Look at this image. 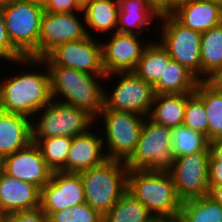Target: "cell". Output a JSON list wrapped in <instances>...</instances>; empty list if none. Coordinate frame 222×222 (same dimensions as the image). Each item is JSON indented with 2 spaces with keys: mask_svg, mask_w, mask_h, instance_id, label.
I'll use <instances>...</instances> for the list:
<instances>
[{
  "mask_svg": "<svg viewBox=\"0 0 222 222\" xmlns=\"http://www.w3.org/2000/svg\"><path fill=\"white\" fill-rule=\"evenodd\" d=\"M154 41V42H153ZM171 60L166 49L154 39L145 47L133 71L138 77L154 86Z\"/></svg>",
  "mask_w": 222,
  "mask_h": 222,
  "instance_id": "cell-25",
  "label": "cell"
},
{
  "mask_svg": "<svg viewBox=\"0 0 222 222\" xmlns=\"http://www.w3.org/2000/svg\"><path fill=\"white\" fill-rule=\"evenodd\" d=\"M97 118L95 123L101 119L98 123L104 127L102 139L106 157L126 161L135 151L146 117L131 112L102 110Z\"/></svg>",
  "mask_w": 222,
  "mask_h": 222,
  "instance_id": "cell-8",
  "label": "cell"
},
{
  "mask_svg": "<svg viewBox=\"0 0 222 222\" xmlns=\"http://www.w3.org/2000/svg\"><path fill=\"white\" fill-rule=\"evenodd\" d=\"M117 78L114 88L104 92V109L149 116L155 96L153 86L134 72H116L105 75V80ZM119 77V78H118ZM112 89V90H111ZM109 92V94H108Z\"/></svg>",
  "mask_w": 222,
  "mask_h": 222,
  "instance_id": "cell-10",
  "label": "cell"
},
{
  "mask_svg": "<svg viewBox=\"0 0 222 222\" xmlns=\"http://www.w3.org/2000/svg\"><path fill=\"white\" fill-rule=\"evenodd\" d=\"M191 94H155L148 117L168 128L183 125L187 99Z\"/></svg>",
  "mask_w": 222,
  "mask_h": 222,
  "instance_id": "cell-23",
  "label": "cell"
},
{
  "mask_svg": "<svg viewBox=\"0 0 222 222\" xmlns=\"http://www.w3.org/2000/svg\"><path fill=\"white\" fill-rule=\"evenodd\" d=\"M169 13L183 26L201 33L222 23L221 0H186Z\"/></svg>",
  "mask_w": 222,
  "mask_h": 222,
  "instance_id": "cell-17",
  "label": "cell"
},
{
  "mask_svg": "<svg viewBox=\"0 0 222 222\" xmlns=\"http://www.w3.org/2000/svg\"><path fill=\"white\" fill-rule=\"evenodd\" d=\"M206 81L213 88L222 93V68L217 69Z\"/></svg>",
  "mask_w": 222,
  "mask_h": 222,
  "instance_id": "cell-38",
  "label": "cell"
},
{
  "mask_svg": "<svg viewBox=\"0 0 222 222\" xmlns=\"http://www.w3.org/2000/svg\"><path fill=\"white\" fill-rule=\"evenodd\" d=\"M154 218L143 203L126 191L103 215V222H151Z\"/></svg>",
  "mask_w": 222,
  "mask_h": 222,
  "instance_id": "cell-28",
  "label": "cell"
},
{
  "mask_svg": "<svg viewBox=\"0 0 222 222\" xmlns=\"http://www.w3.org/2000/svg\"><path fill=\"white\" fill-rule=\"evenodd\" d=\"M31 119L0 110V153L3 156L25 148L32 141Z\"/></svg>",
  "mask_w": 222,
  "mask_h": 222,
  "instance_id": "cell-20",
  "label": "cell"
},
{
  "mask_svg": "<svg viewBox=\"0 0 222 222\" xmlns=\"http://www.w3.org/2000/svg\"><path fill=\"white\" fill-rule=\"evenodd\" d=\"M128 171L125 161L112 159L80 171L85 202L102 216L106 214L127 191Z\"/></svg>",
  "mask_w": 222,
  "mask_h": 222,
  "instance_id": "cell-4",
  "label": "cell"
},
{
  "mask_svg": "<svg viewBox=\"0 0 222 222\" xmlns=\"http://www.w3.org/2000/svg\"><path fill=\"white\" fill-rule=\"evenodd\" d=\"M201 81L222 68V23L201 34Z\"/></svg>",
  "mask_w": 222,
  "mask_h": 222,
  "instance_id": "cell-27",
  "label": "cell"
},
{
  "mask_svg": "<svg viewBox=\"0 0 222 222\" xmlns=\"http://www.w3.org/2000/svg\"><path fill=\"white\" fill-rule=\"evenodd\" d=\"M98 133L97 131L96 135L91 128L88 132L72 138L66 159V173H79L108 160L103 139Z\"/></svg>",
  "mask_w": 222,
  "mask_h": 222,
  "instance_id": "cell-18",
  "label": "cell"
},
{
  "mask_svg": "<svg viewBox=\"0 0 222 222\" xmlns=\"http://www.w3.org/2000/svg\"><path fill=\"white\" fill-rule=\"evenodd\" d=\"M183 125L207 137L206 109L203 100L195 92L187 99Z\"/></svg>",
  "mask_w": 222,
  "mask_h": 222,
  "instance_id": "cell-32",
  "label": "cell"
},
{
  "mask_svg": "<svg viewBox=\"0 0 222 222\" xmlns=\"http://www.w3.org/2000/svg\"><path fill=\"white\" fill-rule=\"evenodd\" d=\"M22 1H27V2H30V3H35V4H38V5H41V6H44L46 0H22Z\"/></svg>",
  "mask_w": 222,
  "mask_h": 222,
  "instance_id": "cell-44",
  "label": "cell"
},
{
  "mask_svg": "<svg viewBox=\"0 0 222 222\" xmlns=\"http://www.w3.org/2000/svg\"><path fill=\"white\" fill-rule=\"evenodd\" d=\"M208 196L222 206V185L212 186L209 189Z\"/></svg>",
  "mask_w": 222,
  "mask_h": 222,
  "instance_id": "cell-41",
  "label": "cell"
},
{
  "mask_svg": "<svg viewBox=\"0 0 222 222\" xmlns=\"http://www.w3.org/2000/svg\"><path fill=\"white\" fill-rule=\"evenodd\" d=\"M4 222H48V216L40 209L8 214Z\"/></svg>",
  "mask_w": 222,
  "mask_h": 222,
  "instance_id": "cell-36",
  "label": "cell"
},
{
  "mask_svg": "<svg viewBox=\"0 0 222 222\" xmlns=\"http://www.w3.org/2000/svg\"><path fill=\"white\" fill-rule=\"evenodd\" d=\"M47 66L69 67L91 75H106L101 42L91 36L58 45L42 58Z\"/></svg>",
  "mask_w": 222,
  "mask_h": 222,
  "instance_id": "cell-11",
  "label": "cell"
},
{
  "mask_svg": "<svg viewBox=\"0 0 222 222\" xmlns=\"http://www.w3.org/2000/svg\"><path fill=\"white\" fill-rule=\"evenodd\" d=\"M208 184L210 188L222 185V160L216 159L212 154L209 157Z\"/></svg>",
  "mask_w": 222,
  "mask_h": 222,
  "instance_id": "cell-37",
  "label": "cell"
},
{
  "mask_svg": "<svg viewBox=\"0 0 222 222\" xmlns=\"http://www.w3.org/2000/svg\"><path fill=\"white\" fill-rule=\"evenodd\" d=\"M71 141V137L65 136L32 140L39 147L47 166L53 172L64 173H66V159Z\"/></svg>",
  "mask_w": 222,
  "mask_h": 222,
  "instance_id": "cell-30",
  "label": "cell"
},
{
  "mask_svg": "<svg viewBox=\"0 0 222 222\" xmlns=\"http://www.w3.org/2000/svg\"><path fill=\"white\" fill-rule=\"evenodd\" d=\"M48 222H103V216L85 202L53 212L48 217Z\"/></svg>",
  "mask_w": 222,
  "mask_h": 222,
  "instance_id": "cell-33",
  "label": "cell"
},
{
  "mask_svg": "<svg viewBox=\"0 0 222 222\" xmlns=\"http://www.w3.org/2000/svg\"><path fill=\"white\" fill-rule=\"evenodd\" d=\"M200 80L179 62L170 60L158 82L155 94H185L195 92Z\"/></svg>",
  "mask_w": 222,
  "mask_h": 222,
  "instance_id": "cell-24",
  "label": "cell"
},
{
  "mask_svg": "<svg viewBox=\"0 0 222 222\" xmlns=\"http://www.w3.org/2000/svg\"><path fill=\"white\" fill-rule=\"evenodd\" d=\"M85 203L83 182L78 173L53 172L40 189V209L49 217L53 212Z\"/></svg>",
  "mask_w": 222,
  "mask_h": 222,
  "instance_id": "cell-15",
  "label": "cell"
},
{
  "mask_svg": "<svg viewBox=\"0 0 222 222\" xmlns=\"http://www.w3.org/2000/svg\"><path fill=\"white\" fill-rule=\"evenodd\" d=\"M4 173L41 189L53 171L45 163L39 147L30 142L25 148L5 156Z\"/></svg>",
  "mask_w": 222,
  "mask_h": 222,
  "instance_id": "cell-16",
  "label": "cell"
},
{
  "mask_svg": "<svg viewBox=\"0 0 222 222\" xmlns=\"http://www.w3.org/2000/svg\"><path fill=\"white\" fill-rule=\"evenodd\" d=\"M127 191L155 218L178 220L182 201L169 172L129 170Z\"/></svg>",
  "mask_w": 222,
  "mask_h": 222,
  "instance_id": "cell-3",
  "label": "cell"
},
{
  "mask_svg": "<svg viewBox=\"0 0 222 222\" xmlns=\"http://www.w3.org/2000/svg\"><path fill=\"white\" fill-rule=\"evenodd\" d=\"M18 66L43 67L29 71L23 69L13 76L0 81V110L7 113L21 114L31 120L34 115L52 101L50 93V76L43 59L22 57L15 61ZM45 69V70H44ZM28 71V72H27Z\"/></svg>",
  "mask_w": 222,
  "mask_h": 222,
  "instance_id": "cell-1",
  "label": "cell"
},
{
  "mask_svg": "<svg viewBox=\"0 0 222 222\" xmlns=\"http://www.w3.org/2000/svg\"><path fill=\"white\" fill-rule=\"evenodd\" d=\"M82 13L83 11L81 13H51L44 11L38 39V58L46 57L60 44L77 41L87 36L85 17L84 13ZM79 14L83 16H79Z\"/></svg>",
  "mask_w": 222,
  "mask_h": 222,
  "instance_id": "cell-13",
  "label": "cell"
},
{
  "mask_svg": "<svg viewBox=\"0 0 222 222\" xmlns=\"http://www.w3.org/2000/svg\"><path fill=\"white\" fill-rule=\"evenodd\" d=\"M118 29L120 33L142 35L149 25L159 19L160 14L147 0H118Z\"/></svg>",
  "mask_w": 222,
  "mask_h": 222,
  "instance_id": "cell-21",
  "label": "cell"
},
{
  "mask_svg": "<svg viewBox=\"0 0 222 222\" xmlns=\"http://www.w3.org/2000/svg\"><path fill=\"white\" fill-rule=\"evenodd\" d=\"M82 0H46L43 9L51 13H73L83 11Z\"/></svg>",
  "mask_w": 222,
  "mask_h": 222,
  "instance_id": "cell-35",
  "label": "cell"
},
{
  "mask_svg": "<svg viewBox=\"0 0 222 222\" xmlns=\"http://www.w3.org/2000/svg\"><path fill=\"white\" fill-rule=\"evenodd\" d=\"M0 207L7 215L37 209L40 207V189L3 173L0 176Z\"/></svg>",
  "mask_w": 222,
  "mask_h": 222,
  "instance_id": "cell-19",
  "label": "cell"
},
{
  "mask_svg": "<svg viewBox=\"0 0 222 222\" xmlns=\"http://www.w3.org/2000/svg\"><path fill=\"white\" fill-rule=\"evenodd\" d=\"M12 0H0V6L6 3L11 2Z\"/></svg>",
  "mask_w": 222,
  "mask_h": 222,
  "instance_id": "cell-47",
  "label": "cell"
},
{
  "mask_svg": "<svg viewBox=\"0 0 222 222\" xmlns=\"http://www.w3.org/2000/svg\"><path fill=\"white\" fill-rule=\"evenodd\" d=\"M195 93L203 100L208 120L207 140L222 137V93L213 88L206 80L200 81Z\"/></svg>",
  "mask_w": 222,
  "mask_h": 222,
  "instance_id": "cell-26",
  "label": "cell"
},
{
  "mask_svg": "<svg viewBox=\"0 0 222 222\" xmlns=\"http://www.w3.org/2000/svg\"><path fill=\"white\" fill-rule=\"evenodd\" d=\"M5 156L0 153V176L4 173Z\"/></svg>",
  "mask_w": 222,
  "mask_h": 222,
  "instance_id": "cell-42",
  "label": "cell"
},
{
  "mask_svg": "<svg viewBox=\"0 0 222 222\" xmlns=\"http://www.w3.org/2000/svg\"><path fill=\"white\" fill-rule=\"evenodd\" d=\"M178 222H222V206L210 196L182 202Z\"/></svg>",
  "mask_w": 222,
  "mask_h": 222,
  "instance_id": "cell-29",
  "label": "cell"
},
{
  "mask_svg": "<svg viewBox=\"0 0 222 222\" xmlns=\"http://www.w3.org/2000/svg\"><path fill=\"white\" fill-rule=\"evenodd\" d=\"M161 26L153 28L161 32L159 43L172 60L179 62L201 81V32L180 24L170 13L159 16Z\"/></svg>",
  "mask_w": 222,
  "mask_h": 222,
  "instance_id": "cell-9",
  "label": "cell"
},
{
  "mask_svg": "<svg viewBox=\"0 0 222 222\" xmlns=\"http://www.w3.org/2000/svg\"><path fill=\"white\" fill-rule=\"evenodd\" d=\"M83 13L88 36L93 37L91 31L108 35L118 29V0H87L83 4Z\"/></svg>",
  "mask_w": 222,
  "mask_h": 222,
  "instance_id": "cell-22",
  "label": "cell"
},
{
  "mask_svg": "<svg viewBox=\"0 0 222 222\" xmlns=\"http://www.w3.org/2000/svg\"><path fill=\"white\" fill-rule=\"evenodd\" d=\"M6 216H7V214L0 207V222H4V219H5Z\"/></svg>",
  "mask_w": 222,
  "mask_h": 222,
  "instance_id": "cell-46",
  "label": "cell"
},
{
  "mask_svg": "<svg viewBox=\"0 0 222 222\" xmlns=\"http://www.w3.org/2000/svg\"><path fill=\"white\" fill-rule=\"evenodd\" d=\"M172 151L175 157L210 150L207 137L185 125L171 128Z\"/></svg>",
  "mask_w": 222,
  "mask_h": 222,
  "instance_id": "cell-31",
  "label": "cell"
},
{
  "mask_svg": "<svg viewBox=\"0 0 222 222\" xmlns=\"http://www.w3.org/2000/svg\"><path fill=\"white\" fill-rule=\"evenodd\" d=\"M31 122L32 140L61 136L73 138L88 132L96 124L95 118L87 111L56 100L38 111Z\"/></svg>",
  "mask_w": 222,
  "mask_h": 222,
  "instance_id": "cell-6",
  "label": "cell"
},
{
  "mask_svg": "<svg viewBox=\"0 0 222 222\" xmlns=\"http://www.w3.org/2000/svg\"><path fill=\"white\" fill-rule=\"evenodd\" d=\"M24 57L10 42L0 9V59L12 63ZM12 62V63H11Z\"/></svg>",
  "mask_w": 222,
  "mask_h": 222,
  "instance_id": "cell-34",
  "label": "cell"
},
{
  "mask_svg": "<svg viewBox=\"0 0 222 222\" xmlns=\"http://www.w3.org/2000/svg\"><path fill=\"white\" fill-rule=\"evenodd\" d=\"M210 153L218 160H222V137L209 142Z\"/></svg>",
  "mask_w": 222,
  "mask_h": 222,
  "instance_id": "cell-40",
  "label": "cell"
},
{
  "mask_svg": "<svg viewBox=\"0 0 222 222\" xmlns=\"http://www.w3.org/2000/svg\"><path fill=\"white\" fill-rule=\"evenodd\" d=\"M183 1H186V0H170V11L174 8L175 5Z\"/></svg>",
  "mask_w": 222,
  "mask_h": 222,
  "instance_id": "cell-45",
  "label": "cell"
},
{
  "mask_svg": "<svg viewBox=\"0 0 222 222\" xmlns=\"http://www.w3.org/2000/svg\"><path fill=\"white\" fill-rule=\"evenodd\" d=\"M140 36L139 34L116 31L110 34V38H107L108 42L107 39H105L106 42H101L102 64L106 75L135 70L145 47L151 41L143 40ZM144 41L145 43H143Z\"/></svg>",
  "mask_w": 222,
  "mask_h": 222,
  "instance_id": "cell-14",
  "label": "cell"
},
{
  "mask_svg": "<svg viewBox=\"0 0 222 222\" xmlns=\"http://www.w3.org/2000/svg\"><path fill=\"white\" fill-rule=\"evenodd\" d=\"M175 156L172 151L171 128L145 118L135 151L125 161L129 170L169 172Z\"/></svg>",
  "mask_w": 222,
  "mask_h": 222,
  "instance_id": "cell-5",
  "label": "cell"
},
{
  "mask_svg": "<svg viewBox=\"0 0 222 222\" xmlns=\"http://www.w3.org/2000/svg\"><path fill=\"white\" fill-rule=\"evenodd\" d=\"M154 9L159 13H169L170 12V0H147Z\"/></svg>",
  "mask_w": 222,
  "mask_h": 222,
  "instance_id": "cell-39",
  "label": "cell"
},
{
  "mask_svg": "<svg viewBox=\"0 0 222 222\" xmlns=\"http://www.w3.org/2000/svg\"><path fill=\"white\" fill-rule=\"evenodd\" d=\"M11 44L24 56L38 58L43 6L12 0L0 6Z\"/></svg>",
  "mask_w": 222,
  "mask_h": 222,
  "instance_id": "cell-7",
  "label": "cell"
},
{
  "mask_svg": "<svg viewBox=\"0 0 222 222\" xmlns=\"http://www.w3.org/2000/svg\"><path fill=\"white\" fill-rule=\"evenodd\" d=\"M47 68L52 100L76 106L97 119L104 109L105 75H91L62 66H47Z\"/></svg>",
  "mask_w": 222,
  "mask_h": 222,
  "instance_id": "cell-2",
  "label": "cell"
},
{
  "mask_svg": "<svg viewBox=\"0 0 222 222\" xmlns=\"http://www.w3.org/2000/svg\"><path fill=\"white\" fill-rule=\"evenodd\" d=\"M210 150L175 157L169 171L181 201L208 196V167Z\"/></svg>",
  "mask_w": 222,
  "mask_h": 222,
  "instance_id": "cell-12",
  "label": "cell"
},
{
  "mask_svg": "<svg viewBox=\"0 0 222 222\" xmlns=\"http://www.w3.org/2000/svg\"><path fill=\"white\" fill-rule=\"evenodd\" d=\"M177 220L167 218H154L151 222H176Z\"/></svg>",
  "mask_w": 222,
  "mask_h": 222,
  "instance_id": "cell-43",
  "label": "cell"
}]
</instances>
